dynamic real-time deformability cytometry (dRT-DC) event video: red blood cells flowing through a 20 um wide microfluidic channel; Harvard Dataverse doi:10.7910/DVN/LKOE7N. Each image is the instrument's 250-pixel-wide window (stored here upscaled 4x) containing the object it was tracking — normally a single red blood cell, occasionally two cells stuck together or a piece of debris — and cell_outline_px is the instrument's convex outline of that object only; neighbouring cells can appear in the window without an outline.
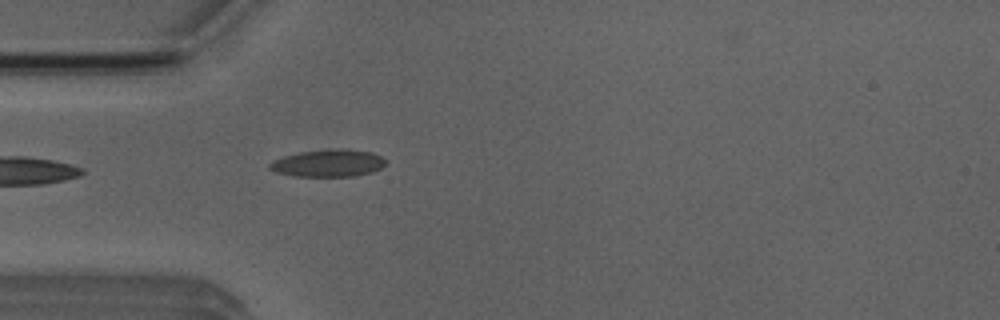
{"species": "Egyptian fruit bat (a non-hibernating species)", "species_latin": "Rousettus aegyptiacus", "temperature_condition": "room temperature", "stored_images_in_passage": 4, "camera_frame_rate_fps": 3000, "um_per_image_px": 0.085, "animal": {"sex": "male"}, "frame": {"image": 1, "passage_image": 4, "time_ms": 4.333, "image_size_px": [1000, 320], "cell_outline_px": [[384, 164], [380, 168], [372, 172], [356, 176], [296, 176], [276, 172], [268, 168], [268, 164], [272, 160], [284, 156], [300, 152], [372, 152], [380, 156], [384, 160]], "centroid_in_image_um": [27.82, 13.93], "position_along_channel_um": 57.2, "area_um2": 17.28}}